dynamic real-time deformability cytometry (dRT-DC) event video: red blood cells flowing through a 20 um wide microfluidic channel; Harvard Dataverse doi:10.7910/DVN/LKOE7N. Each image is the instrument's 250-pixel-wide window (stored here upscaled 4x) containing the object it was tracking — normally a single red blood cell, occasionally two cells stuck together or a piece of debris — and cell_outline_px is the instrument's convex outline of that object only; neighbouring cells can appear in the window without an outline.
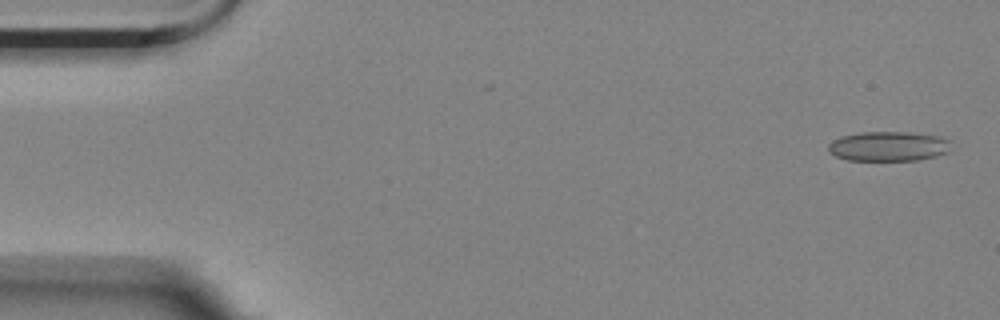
{"species": "Egyptian fruit bat (a non-hibernating species)", "species_latin": "Rousettus aegyptiacus", "temperature_condition": "room temperature", "stored_images_in_passage": 10, "camera_frame_rate_fps": 3000, "um_per_image_px": 0.085, "animal": {"sex": "female"}, "frame": {"image": 1, "passage_image": 1, "time_ms": 0.0, "image_size_px": [1000, 320], "cell_outline_px": [[948, 152], [936, 156], [916, 160], [848, 160], [836, 156], [828, 152], [828, 144], [832, 140], [840, 136], [860, 132], [908, 132], [940, 136], [948, 140]], "centroid_in_image_um": [75.46, 12.43], "position_along_channel_um": 9.5, "area_um2": 21.21}}
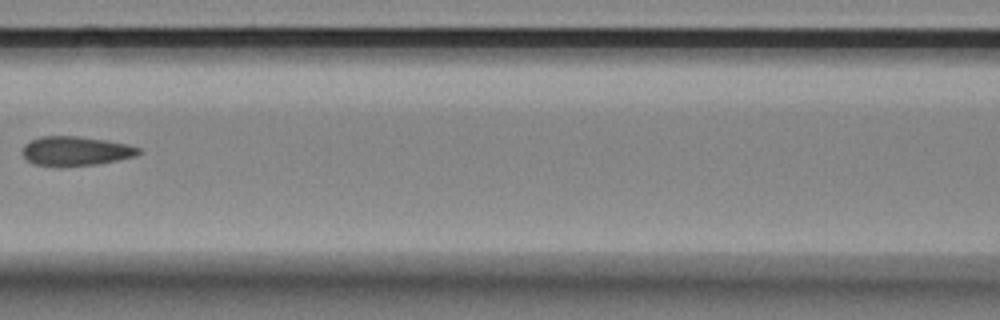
{"frame": {"image": 2, "passage_image": 6, "time_ms": 1.667, "image_size_px": [1000, 320], "cell_outline_px": [[144, 152], [136, 156], [96, 164], [60, 168], [32, 164], [24, 156], [24, 144], [40, 136], [76, 136], [104, 140], [128, 144], [140, 148]], "centroid_in_image_um": [6.44, 12.86], "position_along_channel_um": 160.2, "area_um2": 20.06}}
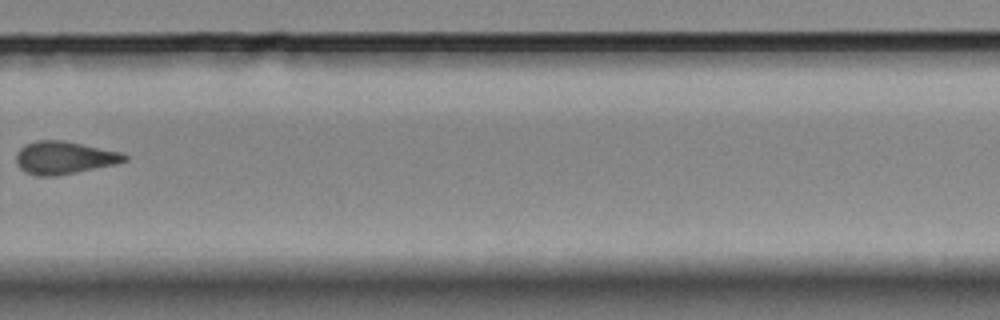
{"frame": {"image": 3, "passage_image": 10, "time_ms": 3.0, "image_size_px": [1000, 320], "cell_outline_px": [[128, 160], [116, 164], [56, 176], [36, 176], [24, 172], [16, 164], [16, 152], [24, 144], [36, 140], [64, 140], [120, 152], [128, 156]], "centroid_in_image_um": [5.41, 13.4], "position_along_channel_um": 324.4, "area_um2": 20.81}}